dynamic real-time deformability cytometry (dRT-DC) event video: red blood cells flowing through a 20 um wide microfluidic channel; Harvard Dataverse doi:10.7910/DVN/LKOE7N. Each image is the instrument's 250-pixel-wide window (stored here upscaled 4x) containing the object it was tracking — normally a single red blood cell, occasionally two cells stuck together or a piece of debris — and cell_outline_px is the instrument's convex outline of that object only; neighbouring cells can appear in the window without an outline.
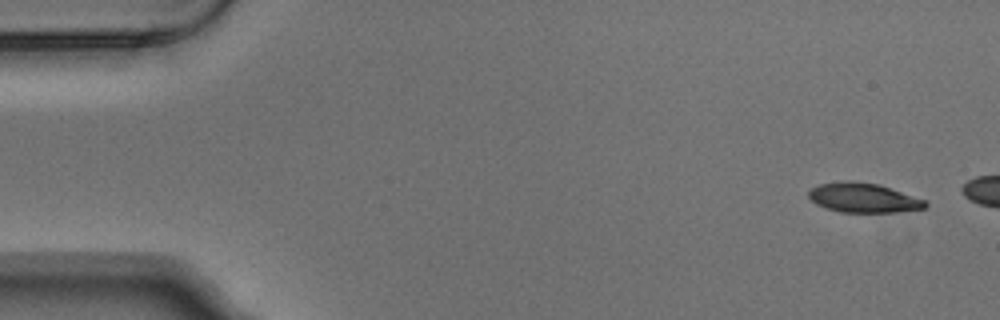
{"species": "Egyptian fruit bat (a non-hibernating species)", "species_latin": "Rousettus aegyptiacus", "temperature_condition": "warm", "stored_images_in_passage": 3, "camera_frame_rate_fps": 3000, "um_per_image_px": 0.085, "animal": {"sex": "male"}, "frame": {"image": 1, "passage_image": 1, "time_ms": 0.0, "image_size_px": [1000, 320], "cell_outline_px": [[928, 204], [924, 208], [896, 212], [840, 212], [816, 204], [808, 196], [808, 192], [812, 188], [820, 184], [848, 180], [852, 180], [880, 184], [924, 200]], "centroid_in_image_um": [73.37, 16.8], "position_along_channel_um": 11.6, "area_um2": 19.88}}